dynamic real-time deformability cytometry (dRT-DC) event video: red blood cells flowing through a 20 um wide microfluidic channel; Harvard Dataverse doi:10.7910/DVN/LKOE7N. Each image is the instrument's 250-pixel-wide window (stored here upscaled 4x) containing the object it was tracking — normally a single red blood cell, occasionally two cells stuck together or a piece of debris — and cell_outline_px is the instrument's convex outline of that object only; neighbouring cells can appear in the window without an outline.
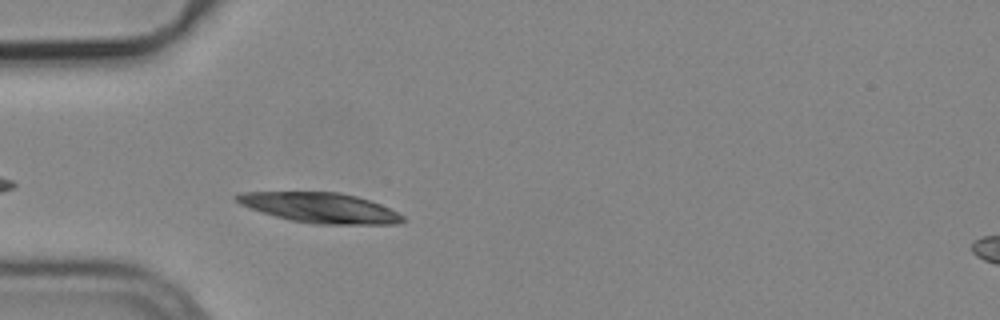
{"species": "common noctule bat (a hibernating species)", "species_latin": "Nyctalus noctula", "temperature_condition": "cold", "stored_images_in_passage": 38, "camera_frame_rate_fps": 3000, "um_per_image_px": 0.085, "animal": {"sex": "male", "body_mass_g": 19.2, "forearm_length_mm": 51.8}, "frame": {"image": 1, "passage_image": 3, "time_ms": 0.667, "image_size_px": [1000, 320], "cell_outline_px": [[408, 220], [396, 224], [312, 224], [292, 220], [276, 216], [240, 204], [232, 196], [240, 192], [340, 192], [356, 196], [380, 204], [404, 216]], "centroid_in_image_um": [27.23, 17.66], "position_along_channel_um": 57.8, "area_um2": 28.9}}
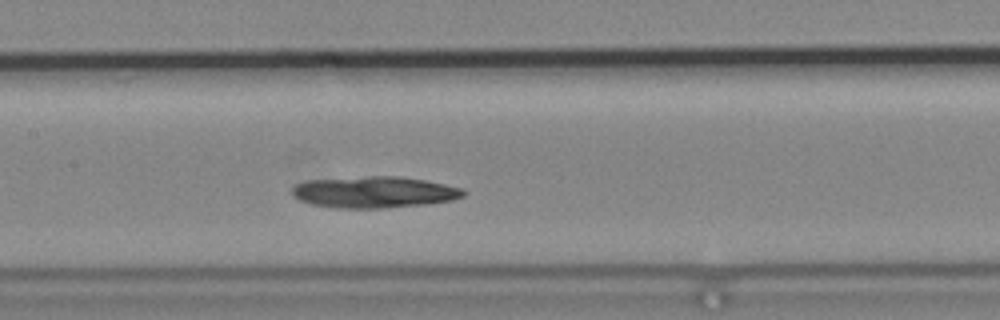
{"frame": {"image": 2, "passage_image": 13, "time_ms": 4.0, "image_size_px": [1000, 320], "cell_outline_px": [[468, 192], [464, 196], [452, 200], [428, 204], [384, 208], [332, 208], [312, 204], [300, 200], [292, 196], [292, 188], [296, 184], [304, 180], [368, 176], [400, 176], [424, 180], [444, 184], [460, 188]], "centroid_in_image_um": [31.79, 16.33], "position_along_channel_um": 175.6, "area_um2": 31.62}}
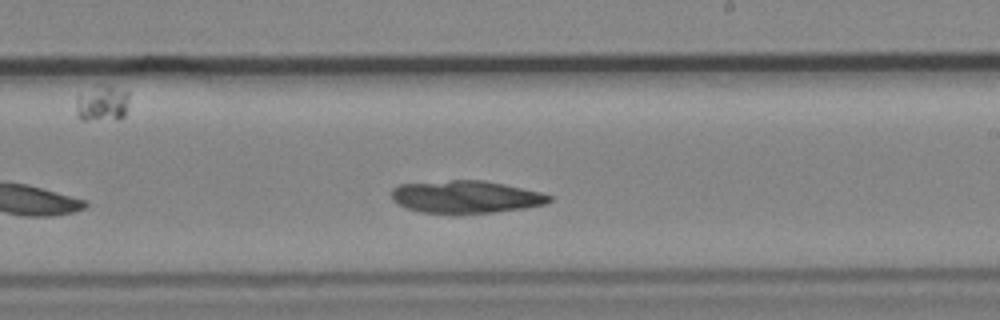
{"frame": {"image": 3, "passage_image": 19, "time_ms": 6.0, "image_size_px": [1000, 320], "cell_outline_px": [[552, 200], [544, 204], [524, 208], [492, 212], [420, 212], [404, 208], [396, 204], [392, 200], [392, 188], [400, 184], [452, 180], [480, 180], [504, 184], [540, 192], [552, 196]], "centroid_in_image_um": [39.55, 16.72], "position_along_channel_um": 249.4, "area_um2": 29.48}}